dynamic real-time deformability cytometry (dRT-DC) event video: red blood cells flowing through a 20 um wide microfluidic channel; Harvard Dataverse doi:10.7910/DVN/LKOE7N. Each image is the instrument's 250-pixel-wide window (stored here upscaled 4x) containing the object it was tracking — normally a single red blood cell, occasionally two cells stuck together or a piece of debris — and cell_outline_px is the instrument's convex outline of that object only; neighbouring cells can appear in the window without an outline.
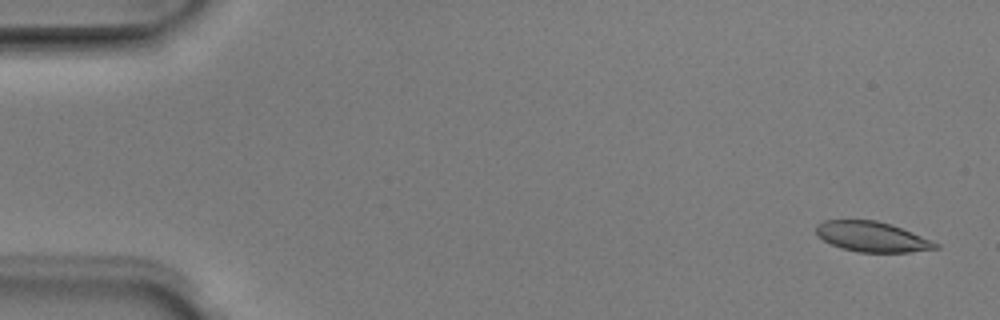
{"species": "Egyptian fruit bat (a non-hibernating species)", "species_latin": "Rousettus aegyptiacus", "temperature_condition": "room temperature", "stored_images_in_passage": 6, "camera_frame_rate_fps": 3000, "um_per_image_px": 0.085, "animal": {"sex": "male"}, "frame": {"image": 1, "passage_image": 1, "time_ms": 0.0, "image_size_px": [1000, 320], "cell_outline_px": [[940, 248], [908, 252], [856, 252], [840, 248], [824, 240], [816, 232], [816, 224], [824, 220], [876, 220], [892, 224], [932, 240], [940, 244]], "centroid_in_image_um": [74.14, 20.12], "position_along_channel_um": 10.9, "area_um2": 21.04}}
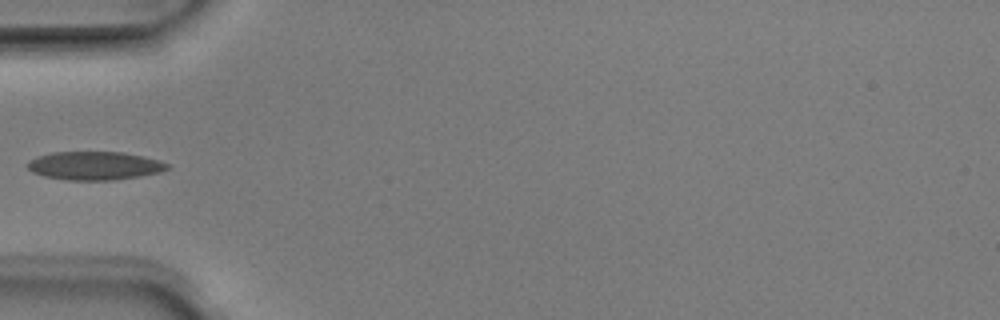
{"frame": {"image": 2, "passage_image": 4, "time_ms": 1.0, "image_size_px": [1000, 320], "cell_outline_px": [[172, 168], [160, 172], [140, 176], [112, 180], [68, 180], [44, 176], [32, 172], [28, 168], [28, 160], [36, 156], [52, 152], [124, 152], [144, 156], [160, 160], [168, 164]], "centroid_in_image_um": [8.06, 14.08], "position_along_channel_um": 76.9, "area_um2": 23.29}}
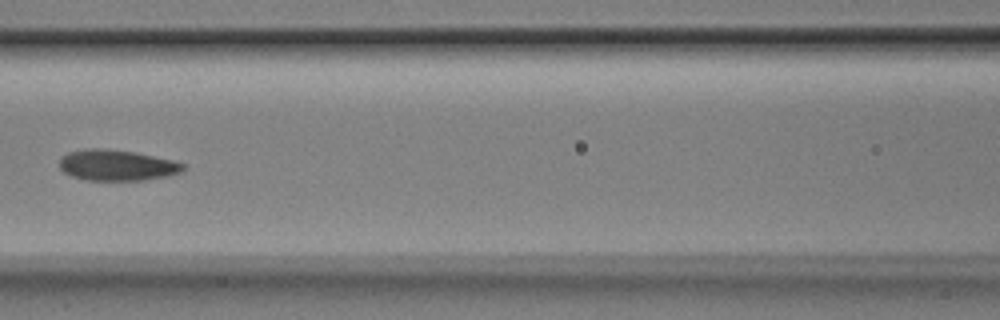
{"frame": {"image": 3, "passage_image": 6, "time_ms": 1.667, "image_size_px": [1000, 320], "cell_outline_px": [[184, 172], [168, 176], [144, 180], [84, 180], [72, 176], [64, 172], [60, 168], [60, 156], [68, 152], [84, 148], [100, 148], [136, 152], [172, 160], [184, 164]], "centroid_in_image_um": [9.92, 14.04], "position_along_channel_um": 156.7, "area_um2": 22.43}}